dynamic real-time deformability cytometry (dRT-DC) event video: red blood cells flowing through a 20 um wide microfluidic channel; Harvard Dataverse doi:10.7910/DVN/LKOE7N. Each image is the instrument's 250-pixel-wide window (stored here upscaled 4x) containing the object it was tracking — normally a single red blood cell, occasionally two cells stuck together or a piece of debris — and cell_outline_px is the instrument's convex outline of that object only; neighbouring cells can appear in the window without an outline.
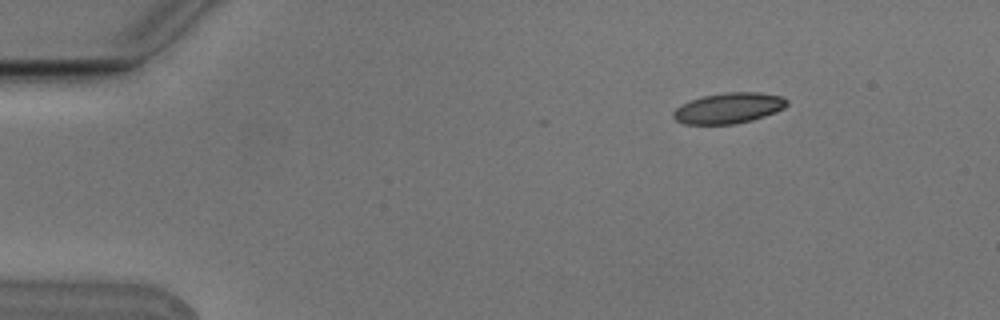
{"species": "Egyptian fruit bat (a non-hibernating species)", "species_latin": "Rousettus aegyptiacus", "temperature_condition": "cold", "stored_images_in_passage": 4, "segment_of_instrument_passage": [1, 2], "camera_frame_rate_fps": 3000, "um_per_image_px": 0.085, "animal": {"sex": "male"}, "frame": {"image": 1, "passage_image": 1, "time_ms": 0.0, "image_size_px": [1000, 320], "cell_outline_px": [[788, 104], [784, 108], [776, 112], [752, 120], [736, 124], [684, 124], [676, 120], [672, 116], [672, 112], [680, 104], [704, 96], [724, 92], [756, 92], [784, 96], [788, 100]], "centroid_in_image_um": [61.95, 9.19], "position_along_channel_um": 23.1, "area_um2": 20.4}}